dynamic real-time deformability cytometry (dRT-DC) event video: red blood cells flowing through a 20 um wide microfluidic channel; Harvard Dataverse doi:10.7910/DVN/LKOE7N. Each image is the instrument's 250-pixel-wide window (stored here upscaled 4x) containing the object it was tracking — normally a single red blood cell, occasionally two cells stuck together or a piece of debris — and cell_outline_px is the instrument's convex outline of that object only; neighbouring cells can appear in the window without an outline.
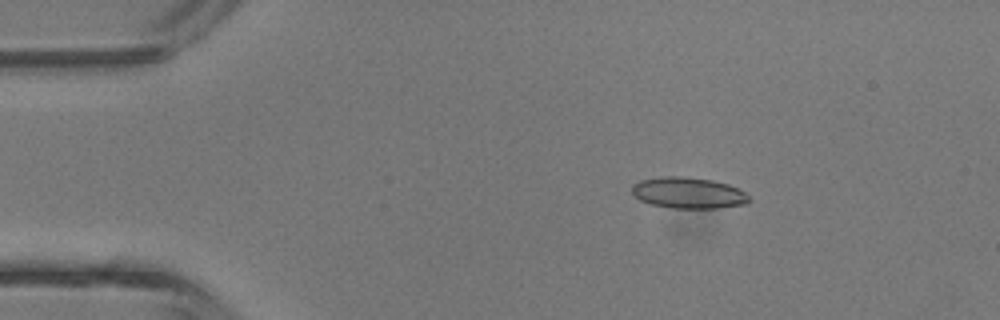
{"species": "common noctule bat (a hibernating species)", "species_latin": "Nyctalus noctula", "temperature_condition": "room temperature", "stored_images_in_passage": 4, "camera_frame_rate_fps": 3000, "um_per_image_px": 0.085, "animal": {"sex": "male", "body_mass_g": 13.3}, "frame": {"image": 1, "passage_image": 2, "time_ms": 1.333, "image_size_px": [1000, 320], "cell_outline_px": [[752, 200], [748, 204], [716, 208], [672, 208], [652, 204], [640, 200], [632, 192], [632, 184], [640, 180], [660, 176], [684, 176], [712, 180], [728, 184], [744, 192]], "centroid_in_image_um": [58.51, 16.39], "position_along_channel_um": 26.5, "area_um2": 21.33}}
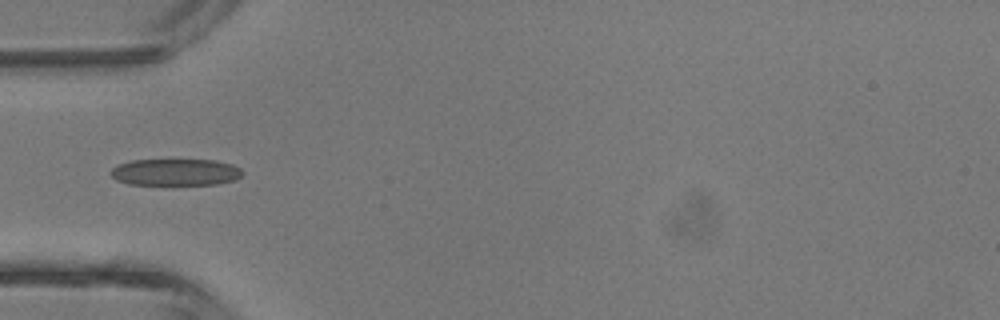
{"frame": {"image": 2, "passage_image": 4, "time_ms": 3.667, "image_size_px": [1000, 320], "cell_outline_px": [[244, 172], [236, 180], [216, 184], [128, 184], [116, 180], [108, 172], [116, 164], [132, 160], [216, 160], [232, 164], [240, 168]], "centroid_in_image_um": [14.9, 14.63], "position_along_channel_um": 70.1, "area_um2": 20.63}}